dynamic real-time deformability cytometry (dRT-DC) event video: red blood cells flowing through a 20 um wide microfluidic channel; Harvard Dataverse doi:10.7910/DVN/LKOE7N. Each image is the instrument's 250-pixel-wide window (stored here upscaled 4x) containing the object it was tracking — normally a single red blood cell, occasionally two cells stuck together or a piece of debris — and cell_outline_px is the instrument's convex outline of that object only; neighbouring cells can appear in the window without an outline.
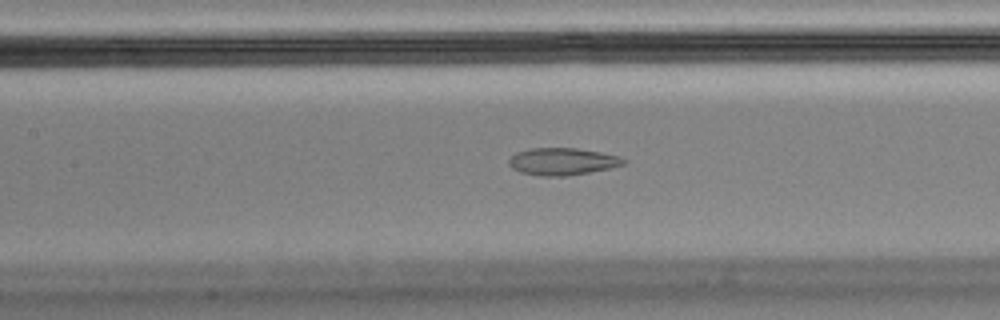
{"species": "Egyptian fruit bat (a non-hibernating species)", "species_latin": "Rousettus aegyptiacus", "temperature_condition": "cold", "stored_images_in_passage": 58, "camera_frame_rate_fps": 3000, "um_per_image_px": 0.085, "animal": {"sex": "male"}, "frame": {"image": 1, "passage_image": 26, "time_ms": 8.333, "image_size_px": [1000, 320], "cell_outline_px": [[628, 160], [624, 164], [612, 168], [568, 176], [540, 176], [520, 172], [512, 168], [508, 164], [508, 160], [516, 152], [532, 148], [576, 148], [600, 152], [620, 156]], "centroid_in_image_um": [47.82, 13.73], "position_along_channel_um": 159.6, "area_um2": 18.32}}
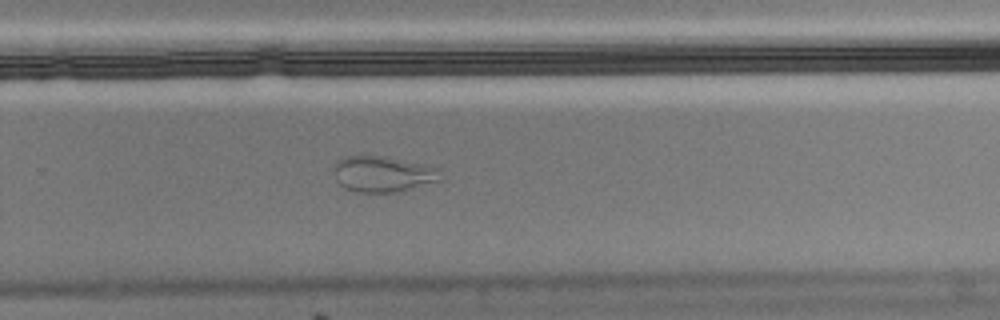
{"frame": {"image": 2, "passage_image": 38, "time_ms": 12.333, "image_size_px": [1000, 320], "cell_outline_px": [[444, 180], [400, 192], [356, 192], [344, 188], [336, 180], [332, 168], [336, 160], [344, 156], [384, 156], [424, 164], [440, 168]], "centroid_in_image_um": [32.58, 14.8], "position_along_channel_um": 297.2, "area_um2": 22.89}}
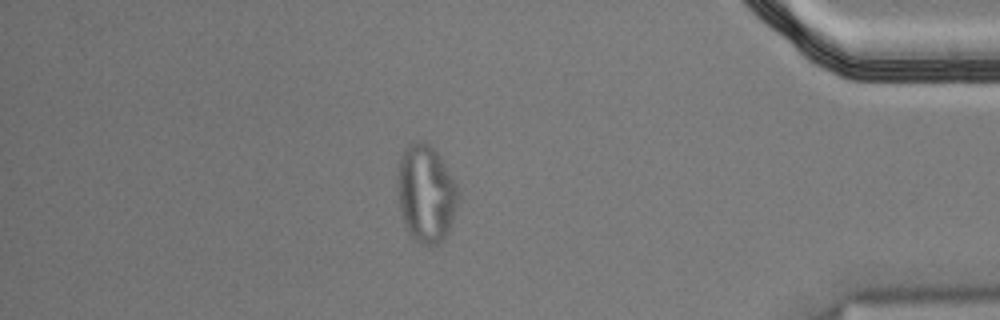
{"frame": {"image": 3, "passage_image": 50, "time_ms": 16.333, "image_size_px": [1000, 320], "cell_outline_px": [[460, 196], [452, 224], [444, 240], [440, 244], [420, 244], [408, 232], [400, 208], [396, 180], [400, 156], [404, 148], [408, 144], [416, 140], [432, 144], [440, 156], [456, 184], [460, 192]], "centroid_in_image_um": [36.22, 16.43], "position_along_channel_um": 399.0, "area_um2": 34.91}, "authors_computed_cell_mechanics": {"area_um2": 20.1433, "velocity_mm_per_s": 3.4647, "shape_relaxation_time_tau1_ms": null, "shape_relaxation_time_tau2_ms": 2.1269, "deformation_change_tau1": null, "deformation_change_tau2": 0.0724}}